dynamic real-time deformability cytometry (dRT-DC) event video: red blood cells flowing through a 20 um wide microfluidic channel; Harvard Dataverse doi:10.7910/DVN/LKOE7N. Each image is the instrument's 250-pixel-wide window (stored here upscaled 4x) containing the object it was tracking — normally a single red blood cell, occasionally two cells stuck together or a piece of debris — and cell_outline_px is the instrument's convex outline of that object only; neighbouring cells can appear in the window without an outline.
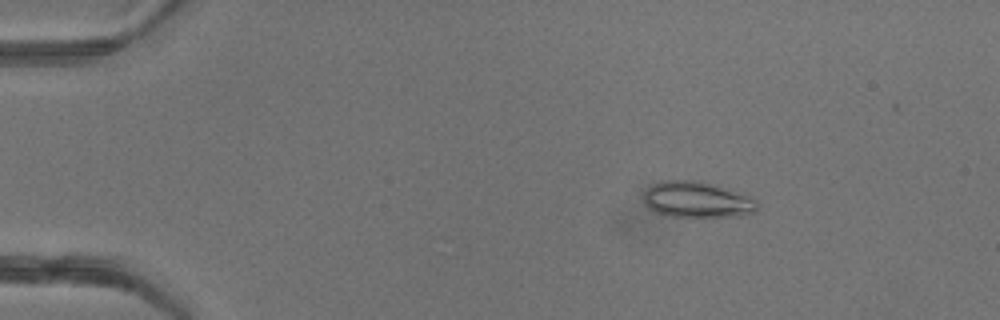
{"species": "common noctule bat (a hibernating species)", "species_latin": "Nyctalus noctula", "temperature_condition": "warm", "stored_images_in_passage": 48, "camera_frame_rate_fps": 3000, "um_per_image_px": 0.085, "animal": {"sex": "female"}, "frame": {"image": 1, "passage_image": 9, "time_ms": 2.667, "image_size_px": [1000, 320], "cell_outline_px": [[760, 204], [756, 212], [740, 216], [668, 216], [656, 212], [644, 200], [644, 192], [652, 184], [664, 180], [700, 180], [732, 188], [752, 196]], "centroid_in_image_um": [59.36, 16.94], "position_along_channel_um": 25.6, "area_um2": 24.22}}
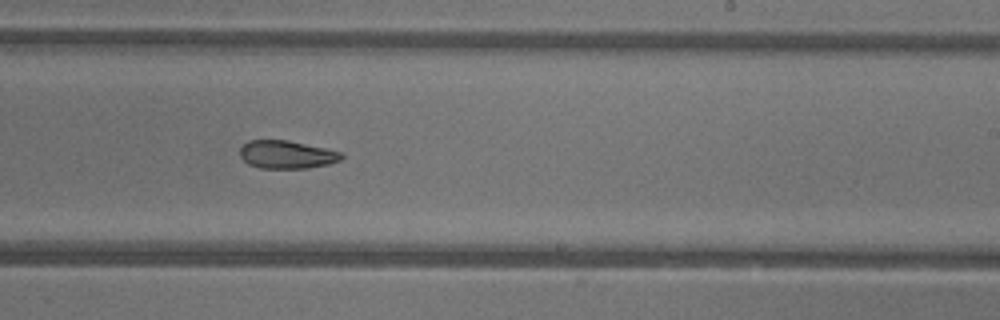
{"frame": {"image": 2, "passage_image": 32, "time_ms": 10.333, "image_size_px": [1000, 320], "cell_outline_px": [[344, 156], [340, 160], [328, 164], [308, 168], [260, 168], [248, 164], [240, 156], [240, 148], [248, 140], [288, 140], [324, 148], [340, 152]], "centroid_in_image_um": [24.34, 13.14], "position_along_channel_um": 264.7, "area_um2": 16.47}}
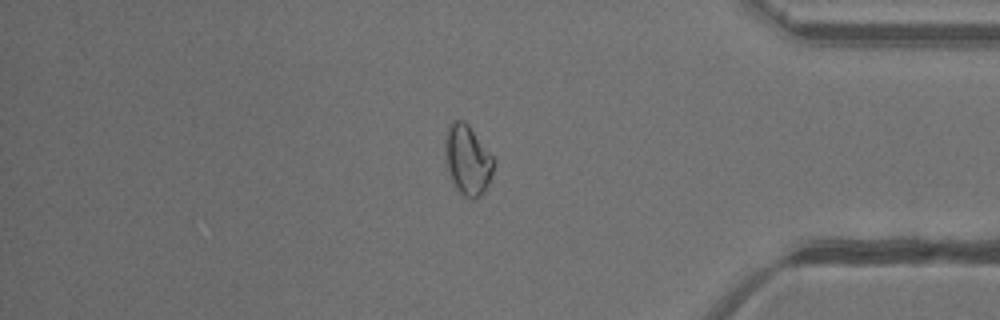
{"frame": {"image": 3, "passage_image": 43, "time_ms": 14.0, "image_size_px": [1000, 320], "cell_outline_px": [[496, 160], [488, 184], [484, 192], [480, 196], [472, 200], [464, 196], [456, 188], [452, 180], [444, 156], [444, 140], [448, 124], [452, 120], [464, 120], [468, 124]], "centroid_in_image_um": [39.73, 13.57], "position_along_channel_um": 395.5, "area_um2": 20.0}, "authors_computed_cell_mechanics": {"area_um2": 19.7676, "velocity_mm_per_s": 4.2361, "shape_relaxation_time_tau1_ms": null, "shape_relaxation_time_tau2_ms": 8.5604, "deformation_change_tau1": null, "deformation_change_tau2": 0.1612}}